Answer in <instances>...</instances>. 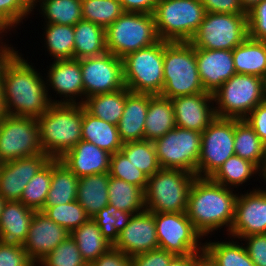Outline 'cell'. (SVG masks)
<instances>
[{
    "mask_svg": "<svg viewBox=\"0 0 266 266\" xmlns=\"http://www.w3.org/2000/svg\"><path fill=\"white\" fill-rule=\"evenodd\" d=\"M44 24L74 26L82 20L81 0H38ZM46 22V23H45Z\"/></svg>",
    "mask_w": 266,
    "mask_h": 266,
    "instance_id": "obj_39",
    "label": "cell"
},
{
    "mask_svg": "<svg viewBox=\"0 0 266 266\" xmlns=\"http://www.w3.org/2000/svg\"><path fill=\"white\" fill-rule=\"evenodd\" d=\"M107 192L109 194L108 204L113 205L118 210L133 215L146 210L144 190L138 186L110 176Z\"/></svg>",
    "mask_w": 266,
    "mask_h": 266,
    "instance_id": "obj_34",
    "label": "cell"
},
{
    "mask_svg": "<svg viewBox=\"0 0 266 266\" xmlns=\"http://www.w3.org/2000/svg\"><path fill=\"white\" fill-rule=\"evenodd\" d=\"M235 155L254 163L262 172L266 166V145L245 119L234 118Z\"/></svg>",
    "mask_w": 266,
    "mask_h": 266,
    "instance_id": "obj_28",
    "label": "cell"
},
{
    "mask_svg": "<svg viewBox=\"0 0 266 266\" xmlns=\"http://www.w3.org/2000/svg\"><path fill=\"white\" fill-rule=\"evenodd\" d=\"M113 247L129 257L159 249L154 213L145 210L133 215Z\"/></svg>",
    "mask_w": 266,
    "mask_h": 266,
    "instance_id": "obj_19",
    "label": "cell"
},
{
    "mask_svg": "<svg viewBox=\"0 0 266 266\" xmlns=\"http://www.w3.org/2000/svg\"><path fill=\"white\" fill-rule=\"evenodd\" d=\"M48 69L47 76H45L47 91L54 90L60 98L63 97L61 100H56L55 97L52 104H83L85 97L80 60H56L50 64Z\"/></svg>",
    "mask_w": 266,
    "mask_h": 266,
    "instance_id": "obj_18",
    "label": "cell"
},
{
    "mask_svg": "<svg viewBox=\"0 0 266 266\" xmlns=\"http://www.w3.org/2000/svg\"><path fill=\"white\" fill-rule=\"evenodd\" d=\"M248 37L266 42V0H262L248 13Z\"/></svg>",
    "mask_w": 266,
    "mask_h": 266,
    "instance_id": "obj_49",
    "label": "cell"
},
{
    "mask_svg": "<svg viewBox=\"0 0 266 266\" xmlns=\"http://www.w3.org/2000/svg\"><path fill=\"white\" fill-rule=\"evenodd\" d=\"M175 127L174 106L171 99L149 94L144 140L155 141Z\"/></svg>",
    "mask_w": 266,
    "mask_h": 266,
    "instance_id": "obj_26",
    "label": "cell"
},
{
    "mask_svg": "<svg viewBox=\"0 0 266 266\" xmlns=\"http://www.w3.org/2000/svg\"><path fill=\"white\" fill-rule=\"evenodd\" d=\"M245 249L255 266H266V234L243 237Z\"/></svg>",
    "mask_w": 266,
    "mask_h": 266,
    "instance_id": "obj_50",
    "label": "cell"
},
{
    "mask_svg": "<svg viewBox=\"0 0 266 266\" xmlns=\"http://www.w3.org/2000/svg\"><path fill=\"white\" fill-rule=\"evenodd\" d=\"M31 11H34L35 5L38 4V0H21Z\"/></svg>",
    "mask_w": 266,
    "mask_h": 266,
    "instance_id": "obj_61",
    "label": "cell"
},
{
    "mask_svg": "<svg viewBox=\"0 0 266 266\" xmlns=\"http://www.w3.org/2000/svg\"><path fill=\"white\" fill-rule=\"evenodd\" d=\"M125 12L153 14L158 0H119Z\"/></svg>",
    "mask_w": 266,
    "mask_h": 266,
    "instance_id": "obj_55",
    "label": "cell"
},
{
    "mask_svg": "<svg viewBox=\"0 0 266 266\" xmlns=\"http://www.w3.org/2000/svg\"><path fill=\"white\" fill-rule=\"evenodd\" d=\"M36 266H89L83 259L75 240L68 236Z\"/></svg>",
    "mask_w": 266,
    "mask_h": 266,
    "instance_id": "obj_45",
    "label": "cell"
},
{
    "mask_svg": "<svg viewBox=\"0 0 266 266\" xmlns=\"http://www.w3.org/2000/svg\"><path fill=\"white\" fill-rule=\"evenodd\" d=\"M206 11L200 0H158L153 13L160 40L189 42Z\"/></svg>",
    "mask_w": 266,
    "mask_h": 266,
    "instance_id": "obj_7",
    "label": "cell"
},
{
    "mask_svg": "<svg viewBox=\"0 0 266 266\" xmlns=\"http://www.w3.org/2000/svg\"><path fill=\"white\" fill-rule=\"evenodd\" d=\"M111 154L81 140L59 160L78 178L109 172Z\"/></svg>",
    "mask_w": 266,
    "mask_h": 266,
    "instance_id": "obj_23",
    "label": "cell"
},
{
    "mask_svg": "<svg viewBox=\"0 0 266 266\" xmlns=\"http://www.w3.org/2000/svg\"><path fill=\"white\" fill-rule=\"evenodd\" d=\"M206 12L247 14L240 3V0H200Z\"/></svg>",
    "mask_w": 266,
    "mask_h": 266,
    "instance_id": "obj_53",
    "label": "cell"
},
{
    "mask_svg": "<svg viewBox=\"0 0 266 266\" xmlns=\"http://www.w3.org/2000/svg\"><path fill=\"white\" fill-rule=\"evenodd\" d=\"M31 12L21 0H0V25L7 32L12 31Z\"/></svg>",
    "mask_w": 266,
    "mask_h": 266,
    "instance_id": "obj_47",
    "label": "cell"
},
{
    "mask_svg": "<svg viewBox=\"0 0 266 266\" xmlns=\"http://www.w3.org/2000/svg\"><path fill=\"white\" fill-rule=\"evenodd\" d=\"M262 179H264V183H266V166H265V169L262 172Z\"/></svg>",
    "mask_w": 266,
    "mask_h": 266,
    "instance_id": "obj_63",
    "label": "cell"
},
{
    "mask_svg": "<svg viewBox=\"0 0 266 266\" xmlns=\"http://www.w3.org/2000/svg\"><path fill=\"white\" fill-rule=\"evenodd\" d=\"M44 153L37 118L5 115L0 120V161Z\"/></svg>",
    "mask_w": 266,
    "mask_h": 266,
    "instance_id": "obj_12",
    "label": "cell"
},
{
    "mask_svg": "<svg viewBox=\"0 0 266 266\" xmlns=\"http://www.w3.org/2000/svg\"><path fill=\"white\" fill-rule=\"evenodd\" d=\"M80 68L85 98L111 93L125 87L123 61L110 52L80 59Z\"/></svg>",
    "mask_w": 266,
    "mask_h": 266,
    "instance_id": "obj_15",
    "label": "cell"
},
{
    "mask_svg": "<svg viewBox=\"0 0 266 266\" xmlns=\"http://www.w3.org/2000/svg\"><path fill=\"white\" fill-rule=\"evenodd\" d=\"M109 172L79 178L77 198L90 218L108 205Z\"/></svg>",
    "mask_w": 266,
    "mask_h": 266,
    "instance_id": "obj_29",
    "label": "cell"
},
{
    "mask_svg": "<svg viewBox=\"0 0 266 266\" xmlns=\"http://www.w3.org/2000/svg\"><path fill=\"white\" fill-rule=\"evenodd\" d=\"M34 213L20 201H6L0 217V241L23 245Z\"/></svg>",
    "mask_w": 266,
    "mask_h": 266,
    "instance_id": "obj_24",
    "label": "cell"
},
{
    "mask_svg": "<svg viewBox=\"0 0 266 266\" xmlns=\"http://www.w3.org/2000/svg\"><path fill=\"white\" fill-rule=\"evenodd\" d=\"M0 31H6V30L0 25Z\"/></svg>",
    "mask_w": 266,
    "mask_h": 266,
    "instance_id": "obj_64",
    "label": "cell"
},
{
    "mask_svg": "<svg viewBox=\"0 0 266 266\" xmlns=\"http://www.w3.org/2000/svg\"><path fill=\"white\" fill-rule=\"evenodd\" d=\"M78 183L79 178L59 159H52V180L44 207L75 201Z\"/></svg>",
    "mask_w": 266,
    "mask_h": 266,
    "instance_id": "obj_32",
    "label": "cell"
},
{
    "mask_svg": "<svg viewBox=\"0 0 266 266\" xmlns=\"http://www.w3.org/2000/svg\"><path fill=\"white\" fill-rule=\"evenodd\" d=\"M14 48L12 45L1 56L2 101L5 114L39 118L52 105L46 80L36 71L33 64L25 60Z\"/></svg>",
    "mask_w": 266,
    "mask_h": 266,
    "instance_id": "obj_1",
    "label": "cell"
},
{
    "mask_svg": "<svg viewBox=\"0 0 266 266\" xmlns=\"http://www.w3.org/2000/svg\"><path fill=\"white\" fill-rule=\"evenodd\" d=\"M82 104L54 103L37 122L40 143L51 159H60L82 140Z\"/></svg>",
    "mask_w": 266,
    "mask_h": 266,
    "instance_id": "obj_3",
    "label": "cell"
},
{
    "mask_svg": "<svg viewBox=\"0 0 266 266\" xmlns=\"http://www.w3.org/2000/svg\"><path fill=\"white\" fill-rule=\"evenodd\" d=\"M163 75L160 96L164 98L206 92L199 76L195 48L190 42L163 40Z\"/></svg>",
    "mask_w": 266,
    "mask_h": 266,
    "instance_id": "obj_4",
    "label": "cell"
},
{
    "mask_svg": "<svg viewBox=\"0 0 266 266\" xmlns=\"http://www.w3.org/2000/svg\"><path fill=\"white\" fill-rule=\"evenodd\" d=\"M82 140L95 144L110 154L119 152L123 142L118 127L88 113L83 107Z\"/></svg>",
    "mask_w": 266,
    "mask_h": 266,
    "instance_id": "obj_27",
    "label": "cell"
},
{
    "mask_svg": "<svg viewBox=\"0 0 266 266\" xmlns=\"http://www.w3.org/2000/svg\"><path fill=\"white\" fill-rule=\"evenodd\" d=\"M120 151L128 160L148 177L155 174L161 167L153 141L139 140L123 143Z\"/></svg>",
    "mask_w": 266,
    "mask_h": 266,
    "instance_id": "obj_40",
    "label": "cell"
},
{
    "mask_svg": "<svg viewBox=\"0 0 266 266\" xmlns=\"http://www.w3.org/2000/svg\"><path fill=\"white\" fill-rule=\"evenodd\" d=\"M70 236L75 240L83 259L88 265L112 247L102 236L97 223L92 218L74 229Z\"/></svg>",
    "mask_w": 266,
    "mask_h": 266,
    "instance_id": "obj_36",
    "label": "cell"
},
{
    "mask_svg": "<svg viewBox=\"0 0 266 266\" xmlns=\"http://www.w3.org/2000/svg\"><path fill=\"white\" fill-rule=\"evenodd\" d=\"M196 266H215L212 262H210L204 255H202Z\"/></svg>",
    "mask_w": 266,
    "mask_h": 266,
    "instance_id": "obj_60",
    "label": "cell"
},
{
    "mask_svg": "<svg viewBox=\"0 0 266 266\" xmlns=\"http://www.w3.org/2000/svg\"><path fill=\"white\" fill-rule=\"evenodd\" d=\"M233 191L234 189L215 183L210 178L194 179L189 191L186 213L202 237L223 227H226L228 235L234 220L238 195Z\"/></svg>",
    "mask_w": 266,
    "mask_h": 266,
    "instance_id": "obj_2",
    "label": "cell"
},
{
    "mask_svg": "<svg viewBox=\"0 0 266 266\" xmlns=\"http://www.w3.org/2000/svg\"><path fill=\"white\" fill-rule=\"evenodd\" d=\"M171 101L177 127L202 133L216 118L212 93L185 95Z\"/></svg>",
    "mask_w": 266,
    "mask_h": 266,
    "instance_id": "obj_21",
    "label": "cell"
},
{
    "mask_svg": "<svg viewBox=\"0 0 266 266\" xmlns=\"http://www.w3.org/2000/svg\"><path fill=\"white\" fill-rule=\"evenodd\" d=\"M244 119L266 145V100L257 105Z\"/></svg>",
    "mask_w": 266,
    "mask_h": 266,
    "instance_id": "obj_52",
    "label": "cell"
},
{
    "mask_svg": "<svg viewBox=\"0 0 266 266\" xmlns=\"http://www.w3.org/2000/svg\"><path fill=\"white\" fill-rule=\"evenodd\" d=\"M234 152V118L216 117L202 132L197 177L210 178Z\"/></svg>",
    "mask_w": 266,
    "mask_h": 266,
    "instance_id": "obj_13",
    "label": "cell"
},
{
    "mask_svg": "<svg viewBox=\"0 0 266 266\" xmlns=\"http://www.w3.org/2000/svg\"><path fill=\"white\" fill-rule=\"evenodd\" d=\"M132 216V213L118 210L113 205L108 204L92 219L97 223L102 236L114 246L120 232L128 225Z\"/></svg>",
    "mask_w": 266,
    "mask_h": 266,
    "instance_id": "obj_43",
    "label": "cell"
},
{
    "mask_svg": "<svg viewBox=\"0 0 266 266\" xmlns=\"http://www.w3.org/2000/svg\"><path fill=\"white\" fill-rule=\"evenodd\" d=\"M74 59L96 57L107 52L105 28L80 20L74 25Z\"/></svg>",
    "mask_w": 266,
    "mask_h": 266,
    "instance_id": "obj_31",
    "label": "cell"
},
{
    "mask_svg": "<svg viewBox=\"0 0 266 266\" xmlns=\"http://www.w3.org/2000/svg\"><path fill=\"white\" fill-rule=\"evenodd\" d=\"M130 92L124 87L111 93L94 95L85 98L82 105L88 113L117 126L123 115L126 96Z\"/></svg>",
    "mask_w": 266,
    "mask_h": 266,
    "instance_id": "obj_33",
    "label": "cell"
},
{
    "mask_svg": "<svg viewBox=\"0 0 266 266\" xmlns=\"http://www.w3.org/2000/svg\"><path fill=\"white\" fill-rule=\"evenodd\" d=\"M70 233L56 224L42 211H35L23 247L29 258L37 264L52 252Z\"/></svg>",
    "mask_w": 266,
    "mask_h": 266,
    "instance_id": "obj_20",
    "label": "cell"
},
{
    "mask_svg": "<svg viewBox=\"0 0 266 266\" xmlns=\"http://www.w3.org/2000/svg\"><path fill=\"white\" fill-rule=\"evenodd\" d=\"M109 175L146 190L148 176L136 168L121 152L111 154Z\"/></svg>",
    "mask_w": 266,
    "mask_h": 266,
    "instance_id": "obj_46",
    "label": "cell"
},
{
    "mask_svg": "<svg viewBox=\"0 0 266 266\" xmlns=\"http://www.w3.org/2000/svg\"><path fill=\"white\" fill-rule=\"evenodd\" d=\"M233 62L237 74L266 79V42L247 37L233 49Z\"/></svg>",
    "mask_w": 266,
    "mask_h": 266,
    "instance_id": "obj_30",
    "label": "cell"
},
{
    "mask_svg": "<svg viewBox=\"0 0 266 266\" xmlns=\"http://www.w3.org/2000/svg\"><path fill=\"white\" fill-rule=\"evenodd\" d=\"M262 0H240L243 10L248 13L254 6L260 3Z\"/></svg>",
    "mask_w": 266,
    "mask_h": 266,
    "instance_id": "obj_57",
    "label": "cell"
},
{
    "mask_svg": "<svg viewBox=\"0 0 266 266\" xmlns=\"http://www.w3.org/2000/svg\"><path fill=\"white\" fill-rule=\"evenodd\" d=\"M5 202L6 200L0 195V217H1L2 209L4 207Z\"/></svg>",
    "mask_w": 266,
    "mask_h": 266,
    "instance_id": "obj_62",
    "label": "cell"
},
{
    "mask_svg": "<svg viewBox=\"0 0 266 266\" xmlns=\"http://www.w3.org/2000/svg\"><path fill=\"white\" fill-rule=\"evenodd\" d=\"M89 266H132L131 257L122 251L115 249L113 246Z\"/></svg>",
    "mask_w": 266,
    "mask_h": 266,
    "instance_id": "obj_54",
    "label": "cell"
},
{
    "mask_svg": "<svg viewBox=\"0 0 266 266\" xmlns=\"http://www.w3.org/2000/svg\"><path fill=\"white\" fill-rule=\"evenodd\" d=\"M5 111L2 101V78H1V57H0V120L5 116Z\"/></svg>",
    "mask_w": 266,
    "mask_h": 266,
    "instance_id": "obj_59",
    "label": "cell"
},
{
    "mask_svg": "<svg viewBox=\"0 0 266 266\" xmlns=\"http://www.w3.org/2000/svg\"><path fill=\"white\" fill-rule=\"evenodd\" d=\"M82 19L105 29L125 11L119 0H81Z\"/></svg>",
    "mask_w": 266,
    "mask_h": 266,
    "instance_id": "obj_42",
    "label": "cell"
},
{
    "mask_svg": "<svg viewBox=\"0 0 266 266\" xmlns=\"http://www.w3.org/2000/svg\"><path fill=\"white\" fill-rule=\"evenodd\" d=\"M237 195L234 220L228 237L241 239L266 234V188H256Z\"/></svg>",
    "mask_w": 266,
    "mask_h": 266,
    "instance_id": "obj_16",
    "label": "cell"
},
{
    "mask_svg": "<svg viewBox=\"0 0 266 266\" xmlns=\"http://www.w3.org/2000/svg\"><path fill=\"white\" fill-rule=\"evenodd\" d=\"M154 221L159 249L175 255L203 254V237L187 213H154Z\"/></svg>",
    "mask_w": 266,
    "mask_h": 266,
    "instance_id": "obj_14",
    "label": "cell"
},
{
    "mask_svg": "<svg viewBox=\"0 0 266 266\" xmlns=\"http://www.w3.org/2000/svg\"><path fill=\"white\" fill-rule=\"evenodd\" d=\"M0 266H36L23 245L0 241Z\"/></svg>",
    "mask_w": 266,
    "mask_h": 266,
    "instance_id": "obj_48",
    "label": "cell"
},
{
    "mask_svg": "<svg viewBox=\"0 0 266 266\" xmlns=\"http://www.w3.org/2000/svg\"><path fill=\"white\" fill-rule=\"evenodd\" d=\"M124 84L131 92L160 95L164 86L163 40L122 58Z\"/></svg>",
    "mask_w": 266,
    "mask_h": 266,
    "instance_id": "obj_9",
    "label": "cell"
},
{
    "mask_svg": "<svg viewBox=\"0 0 266 266\" xmlns=\"http://www.w3.org/2000/svg\"><path fill=\"white\" fill-rule=\"evenodd\" d=\"M52 180V159L25 186L20 202L34 211H42Z\"/></svg>",
    "mask_w": 266,
    "mask_h": 266,
    "instance_id": "obj_41",
    "label": "cell"
},
{
    "mask_svg": "<svg viewBox=\"0 0 266 266\" xmlns=\"http://www.w3.org/2000/svg\"><path fill=\"white\" fill-rule=\"evenodd\" d=\"M213 99L216 117L244 119L266 100L265 79L236 73L213 93Z\"/></svg>",
    "mask_w": 266,
    "mask_h": 266,
    "instance_id": "obj_8",
    "label": "cell"
},
{
    "mask_svg": "<svg viewBox=\"0 0 266 266\" xmlns=\"http://www.w3.org/2000/svg\"><path fill=\"white\" fill-rule=\"evenodd\" d=\"M232 241V242H231ZM221 242L204 243L203 255L215 266H255L243 243L234 242L233 238Z\"/></svg>",
    "mask_w": 266,
    "mask_h": 266,
    "instance_id": "obj_35",
    "label": "cell"
},
{
    "mask_svg": "<svg viewBox=\"0 0 266 266\" xmlns=\"http://www.w3.org/2000/svg\"><path fill=\"white\" fill-rule=\"evenodd\" d=\"M175 254L156 249L131 257L132 266H168Z\"/></svg>",
    "mask_w": 266,
    "mask_h": 266,
    "instance_id": "obj_51",
    "label": "cell"
},
{
    "mask_svg": "<svg viewBox=\"0 0 266 266\" xmlns=\"http://www.w3.org/2000/svg\"><path fill=\"white\" fill-rule=\"evenodd\" d=\"M50 160L41 153L1 163L0 195L6 201H20L25 186Z\"/></svg>",
    "mask_w": 266,
    "mask_h": 266,
    "instance_id": "obj_17",
    "label": "cell"
},
{
    "mask_svg": "<svg viewBox=\"0 0 266 266\" xmlns=\"http://www.w3.org/2000/svg\"><path fill=\"white\" fill-rule=\"evenodd\" d=\"M193 173L179 169L160 168L148 177L145 208L152 213H186Z\"/></svg>",
    "mask_w": 266,
    "mask_h": 266,
    "instance_id": "obj_5",
    "label": "cell"
},
{
    "mask_svg": "<svg viewBox=\"0 0 266 266\" xmlns=\"http://www.w3.org/2000/svg\"><path fill=\"white\" fill-rule=\"evenodd\" d=\"M7 33V31H0V57L11 47V45L9 46V44H6V42H2V40H4L2 37H4Z\"/></svg>",
    "mask_w": 266,
    "mask_h": 266,
    "instance_id": "obj_58",
    "label": "cell"
},
{
    "mask_svg": "<svg viewBox=\"0 0 266 266\" xmlns=\"http://www.w3.org/2000/svg\"><path fill=\"white\" fill-rule=\"evenodd\" d=\"M256 174L262 179V171L254 163L233 155L218 168L210 179L227 188L234 189V187L238 188L246 183Z\"/></svg>",
    "mask_w": 266,
    "mask_h": 266,
    "instance_id": "obj_37",
    "label": "cell"
},
{
    "mask_svg": "<svg viewBox=\"0 0 266 266\" xmlns=\"http://www.w3.org/2000/svg\"><path fill=\"white\" fill-rule=\"evenodd\" d=\"M107 52L124 58L160 41L153 14L124 12L105 29Z\"/></svg>",
    "mask_w": 266,
    "mask_h": 266,
    "instance_id": "obj_6",
    "label": "cell"
},
{
    "mask_svg": "<svg viewBox=\"0 0 266 266\" xmlns=\"http://www.w3.org/2000/svg\"><path fill=\"white\" fill-rule=\"evenodd\" d=\"M199 76L206 92L214 93L236 74L233 50L195 48Z\"/></svg>",
    "mask_w": 266,
    "mask_h": 266,
    "instance_id": "obj_22",
    "label": "cell"
},
{
    "mask_svg": "<svg viewBox=\"0 0 266 266\" xmlns=\"http://www.w3.org/2000/svg\"><path fill=\"white\" fill-rule=\"evenodd\" d=\"M203 254L175 255L168 266H196Z\"/></svg>",
    "mask_w": 266,
    "mask_h": 266,
    "instance_id": "obj_56",
    "label": "cell"
},
{
    "mask_svg": "<svg viewBox=\"0 0 266 266\" xmlns=\"http://www.w3.org/2000/svg\"><path fill=\"white\" fill-rule=\"evenodd\" d=\"M248 37L247 14L206 12L189 41L194 48L233 50Z\"/></svg>",
    "mask_w": 266,
    "mask_h": 266,
    "instance_id": "obj_10",
    "label": "cell"
},
{
    "mask_svg": "<svg viewBox=\"0 0 266 266\" xmlns=\"http://www.w3.org/2000/svg\"><path fill=\"white\" fill-rule=\"evenodd\" d=\"M201 143V132L177 126L153 141L161 168L184 170L196 176Z\"/></svg>",
    "mask_w": 266,
    "mask_h": 266,
    "instance_id": "obj_11",
    "label": "cell"
},
{
    "mask_svg": "<svg viewBox=\"0 0 266 266\" xmlns=\"http://www.w3.org/2000/svg\"><path fill=\"white\" fill-rule=\"evenodd\" d=\"M148 104L149 93L130 92L126 96L123 115L117 125L123 143L144 140Z\"/></svg>",
    "mask_w": 266,
    "mask_h": 266,
    "instance_id": "obj_25",
    "label": "cell"
},
{
    "mask_svg": "<svg viewBox=\"0 0 266 266\" xmlns=\"http://www.w3.org/2000/svg\"><path fill=\"white\" fill-rule=\"evenodd\" d=\"M42 212L69 233L90 219L77 200L63 205L43 207Z\"/></svg>",
    "mask_w": 266,
    "mask_h": 266,
    "instance_id": "obj_44",
    "label": "cell"
},
{
    "mask_svg": "<svg viewBox=\"0 0 266 266\" xmlns=\"http://www.w3.org/2000/svg\"><path fill=\"white\" fill-rule=\"evenodd\" d=\"M46 51L56 60L74 59V26L60 24H44Z\"/></svg>",
    "mask_w": 266,
    "mask_h": 266,
    "instance_id": "obj_38",
    "label": "cell"
}]
</instances>
